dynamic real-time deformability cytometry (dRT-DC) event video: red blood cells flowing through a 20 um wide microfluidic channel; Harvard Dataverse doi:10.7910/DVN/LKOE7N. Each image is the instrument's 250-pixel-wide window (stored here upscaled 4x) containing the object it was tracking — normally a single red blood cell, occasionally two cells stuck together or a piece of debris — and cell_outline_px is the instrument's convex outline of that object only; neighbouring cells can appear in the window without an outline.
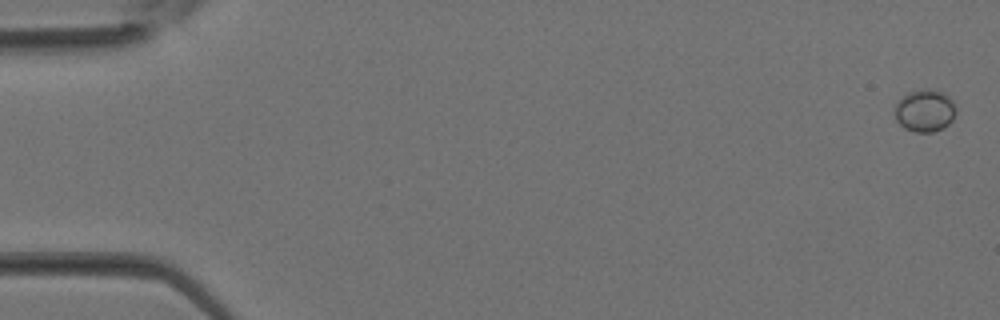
{"species": "Egyptian fruit bat (a non-hibernating species)", "species_latin": "Rousettus aegyptiacus", "temperature_condition": "room temperature", "stored_images_in_passage": 37, "camera_frame_rate_fps": 3000, "um_per_image_px": 0.085, "animal": {"sex": "female"}, "frame": {"image": 1, "passage_image": 1, "time_ms": 0.0, "image_size_px": [1000, 320], "cell_outline_px": [[956, 108], [952, 120], [948, 124], [932, 132], [916, 132], [904, 128], [896, 120], [896, 104], [908, 92], [944, 92], [956, 104]], "centroid_in_image_um": [78.63, 9.45], "position_along_channel_um": 6.4, "area_um2": 14.39}}
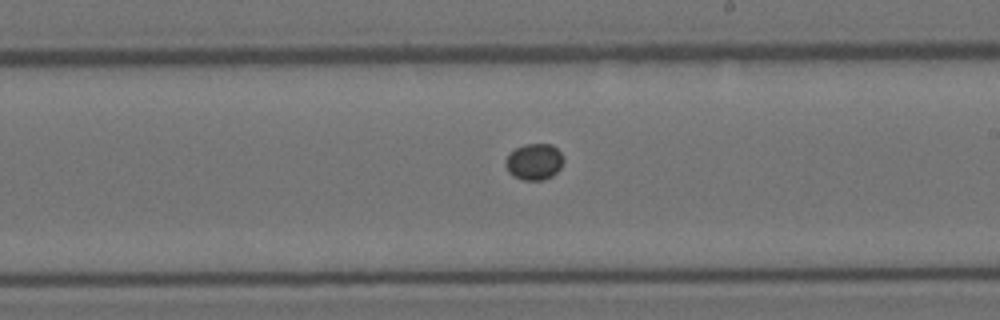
{"frame": {"image": 2, "passage_image": 22, "time_ms": 7.0, "image_size_px": [1000, 320], "cell_outline_px": [[564, 160], [560, 168], [552, 176], [544, 180], [524, 180], [512, 176], [508, 172], [504, 164], [504, 160], [508, 152], [524, 144], [552, 144], [560, 152]], "centroid_in_image_um": [45.36, 13.75], "position_along_channel_um": 243.6, "area_um2": 12.48}}
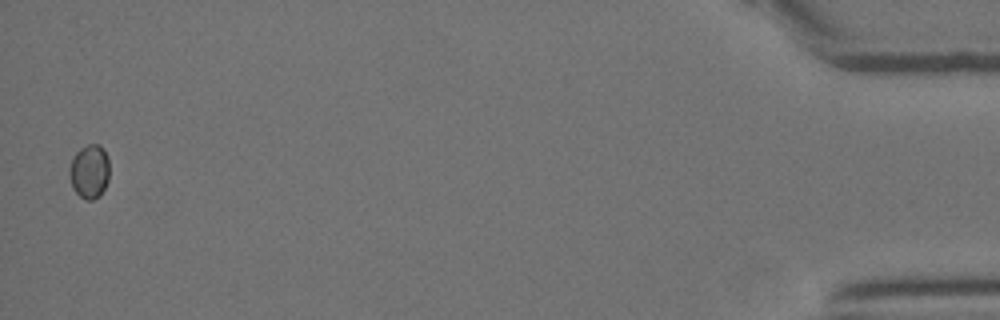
{"frame": {"image": 3, "passage_image": 37, "time_ms": 12.0, "image_size_px": [1000, 320], "cell_outline_px": [[108, 180], [100, 196], [92, 200], [84, 200], [72, 188], [68, 172], [72, 160], [76, 152], [80, 148], [88, 144], [100, 144], [104, 148], [108, 156]], "centroid_in_image_um": [7.6, 14.57], "position_along_channel_um": 427.6, "area_um2": 12.72}}